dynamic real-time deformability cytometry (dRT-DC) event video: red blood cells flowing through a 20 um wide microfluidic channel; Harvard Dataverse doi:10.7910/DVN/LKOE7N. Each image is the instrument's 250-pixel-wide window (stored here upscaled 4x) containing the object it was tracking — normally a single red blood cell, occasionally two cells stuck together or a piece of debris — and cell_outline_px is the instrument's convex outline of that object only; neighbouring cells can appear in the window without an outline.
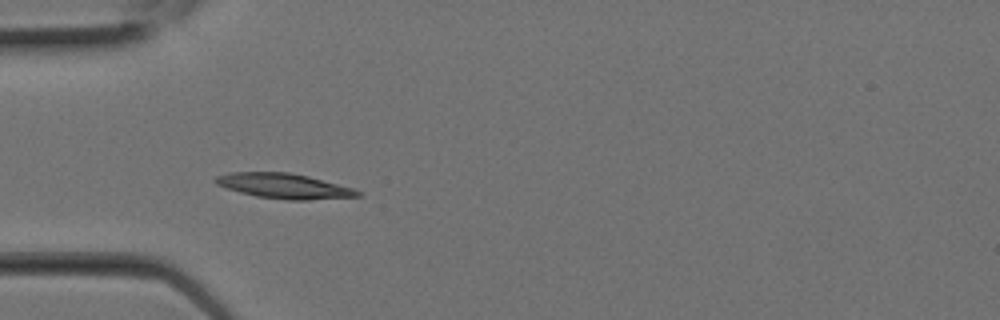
{"species": "Egyptian fruit bat (a non-hibernating species)", "species_latin": "Rousettus aegyptiacus", "temperature_condition": "room temperature", "stored_images_in_passage": 2, "camera_frame_rate_fps": 3000, "um_per_image_px": 0.085, "animal": {"sex": "female"}, "frame": {"image": 1, "passage_image": 2, "time_ms": 0.333, "image_size_px": [1000, 320], "cell_outline_px": [[360, 196], [308, 200], [288, 200], [256, 196], [240, 192], [216, 184], [212, 180], [216, 176], [228, 172], [288, 172], [308, 176], [352, 188], [360, 192]], "centroid_in_image_um": [24.09, 15.8], "position_along_channel_um": 60.9, "area_um2": 20.58}}